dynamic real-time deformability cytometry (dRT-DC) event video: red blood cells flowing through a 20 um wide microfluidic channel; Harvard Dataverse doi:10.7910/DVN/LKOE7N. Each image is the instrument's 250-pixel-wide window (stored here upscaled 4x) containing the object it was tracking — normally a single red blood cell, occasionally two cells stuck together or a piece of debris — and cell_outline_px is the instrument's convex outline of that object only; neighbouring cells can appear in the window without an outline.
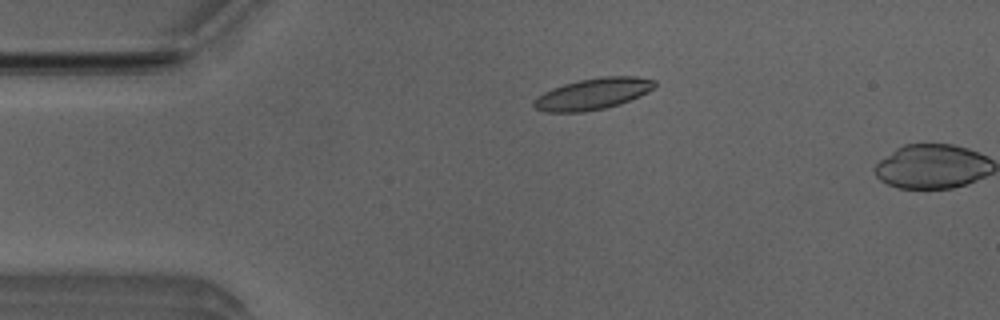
{"species": "Egyptian fruit bat (a non-hibernating species)", "species_latin": "Rousettus aegyptiacus", "temperature_condition": "room temperature", "stored_images_in_passage": 3, "camera_frame_rate_fps": 3000, "um_per_image_px": 0.085, "animal": {"sex": "male"}, "frame": {"image": 1, "passage_image": 2, "time_ms": 0.333, "image_size_px": [1000, 320], "cell_outline_px": [[656, 84], [648, 92], [640, 96], [620, 104], [604, 108], [584, 112], [548, 112], [532, 108], [532, 100], [536, 96], [552, 88], [564, 84], [580, 80], [600, 76], [636, 76], [656, 80]], "centroid_in_image_um": [50.36, 7.98], "position_along_channel_um": 34.6, "area_um2": 22.25}}